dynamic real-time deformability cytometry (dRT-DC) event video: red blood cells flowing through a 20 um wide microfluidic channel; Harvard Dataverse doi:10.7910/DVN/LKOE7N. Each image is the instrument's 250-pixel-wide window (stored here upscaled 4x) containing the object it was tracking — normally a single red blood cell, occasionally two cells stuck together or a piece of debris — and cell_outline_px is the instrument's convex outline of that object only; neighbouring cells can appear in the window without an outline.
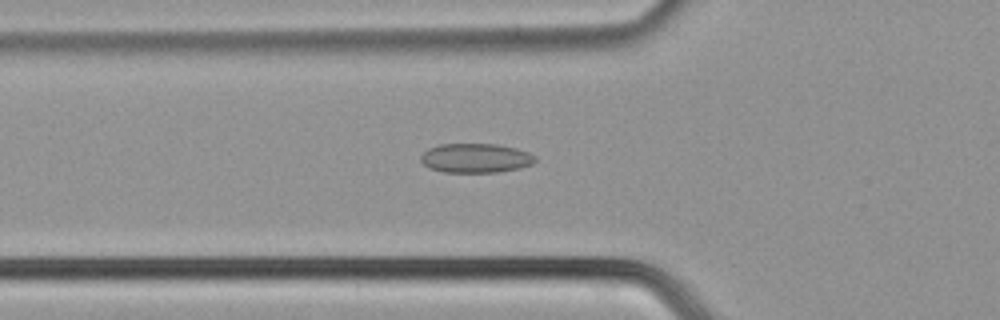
{"species": "common noctule bat (a hibernating species)", "species_latin": "Nyctalus noctula", "temperature_condition": "cold", "stored_images_in_passage": 30, "camera_frame_rate_fps": 3000, "um_per_image_px": 0.085, "animal": {"sex": "male", "body_mass_g": 21.5, "forearm_length_mm": 52.0}, "frame": {"image": 1, "passage_image": 11, "time_ms": 3.333, "image_size_px": [1000, 320], "cell_outline_px": [[536, 160], [532, 164], [520, 168], [496, 172], [444, 172], [428, 168], [420, 160], [420, 156], [428, 148], [440, 144], [496, 144], [516, 148], [528, 152], [536, 156]], "centroid_in_image_um": [40.42, 13.43], "position_along_channel_um": 85.4, "area_um2": 19.59}}
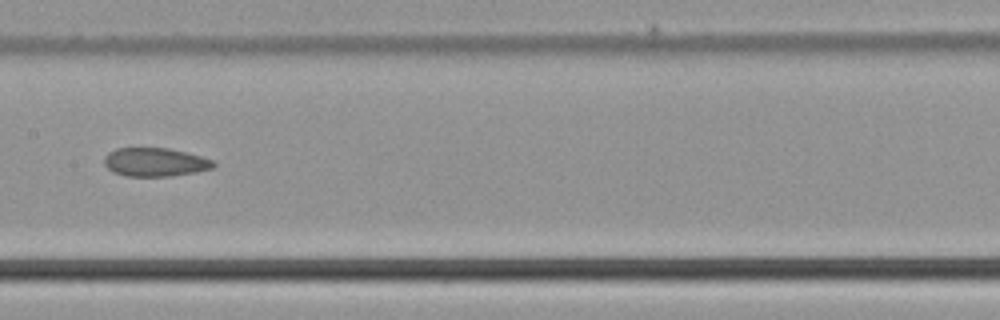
{"frame": {"image": 2, "passage_image": 19, "time_ms": 6.0, "image_size_px": [1000, 320], "cell_outline_px": [[216, 164], [212, 168], [196, 172], [172, 176], [128, 176], [112, 172], [104, 164], [104, 156], [108, 152], [116, 148], [168, 148], [200, 156], [212, 160]], "centroid_in_image_um": [13.15, 13.78], "position_along_channel_um": 194.3, "area_um2": 18.15}}
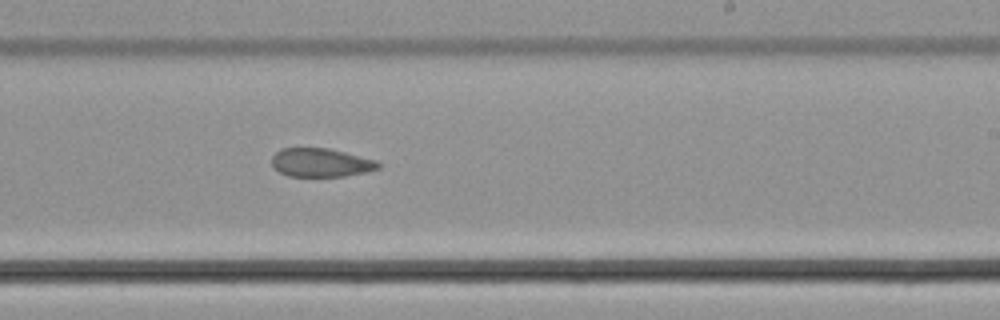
{"frame": {"image": 3, "passage_image": 24, "time_ms": 7.667, "image_size_px": [1000, 320], "cell_outline_px": [[380, 168], [364, 172], [344, 176], [288, 176], [272, 168], [272, 156], [280, 148], [328, 148], [376, 160], [380, 164]], "centroid_in_image_um": [27.23, 13.82], "position_along_channel_um": 261.8, "area_um2": 17.69}}